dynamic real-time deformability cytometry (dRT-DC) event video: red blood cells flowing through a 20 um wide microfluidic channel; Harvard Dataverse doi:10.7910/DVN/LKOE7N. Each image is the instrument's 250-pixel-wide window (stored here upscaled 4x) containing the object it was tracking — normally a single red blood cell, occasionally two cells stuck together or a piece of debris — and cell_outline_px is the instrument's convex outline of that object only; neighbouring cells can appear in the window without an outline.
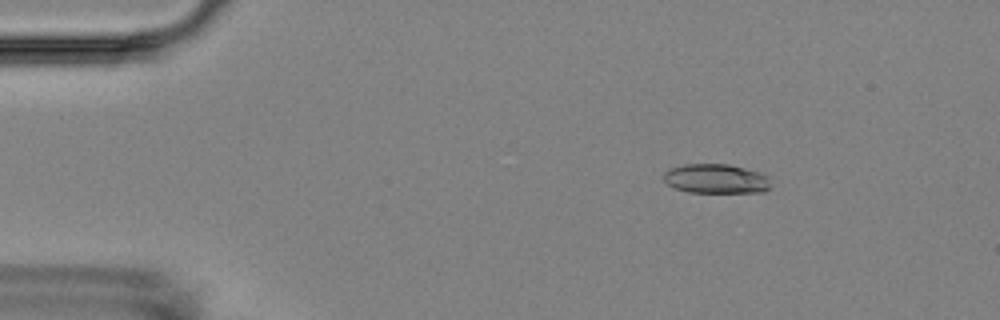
{"species": "Egyptian fruit bat (a non-hibernating species)", "species_latin": "Rousettus aegyptiacus", "temperature_condition": "room temperature", "stored_images_in_passage": 6, "camera_frame_rate_fps": 3000, "um_per_image_px": 0.085, "animal": {"sex": "female"}, "frame": {"image": 1, "passage_image": 3, "time_ms": 2.333, "image_size_px": [1000, 320], "cell_outline_px": [[768, 188], [764, 192], [688, 192], [676, 188], [668, 184], [664, 180], [664, 172], [668, 168], [684, 164], [728, 164], [760, 172], [768, 176]], "centroid_in_image_um": [60.83, 15.18], "position_along_channel_um": 24.2, "area_um2": 18.26}}